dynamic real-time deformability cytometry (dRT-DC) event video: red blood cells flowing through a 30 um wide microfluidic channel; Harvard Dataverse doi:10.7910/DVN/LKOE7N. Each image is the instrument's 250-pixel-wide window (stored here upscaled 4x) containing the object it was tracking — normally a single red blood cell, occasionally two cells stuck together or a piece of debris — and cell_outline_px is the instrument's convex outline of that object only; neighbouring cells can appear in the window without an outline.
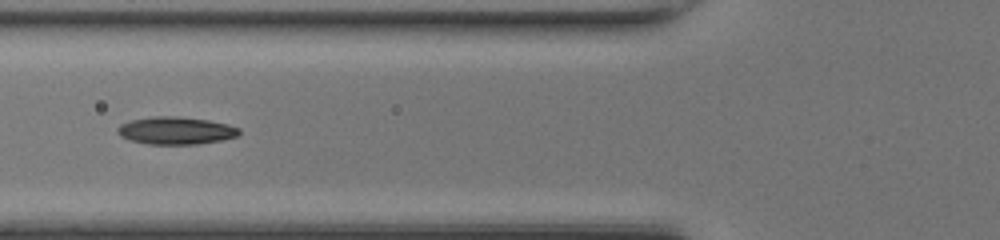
{"species": "common noctule bat (a hibernating species)", "species_latin": "Nyctalus noctula", "temperature_condition": "room temperature", "stored_images_in_passage": 35, "camera_frame_rate_fps": 3000, "um_per_image_px": 0.085, "animal": {"sex": "female", "body_mass_g": 17.0, "forearm_length_mm": 48.0}, "frame": {"image": 1, "passage_image": 9, "time_ms": 2.667, "image_size_px": [1000, 240], "cell_outline_px": [[240, 132], [236, 136], [220, 140], [196, 144], [148, 144], [128, 140], [120, 136], [116, 132], [116, 128], [120, 124], [132, 120], [152, 116], [176, 116], [208, 120], [228, 124], [240, 128]], "centroid_in_image_um": [14.9, 11.1], "position_along_channel_um": 110.9, "area_um2": 19.54}}
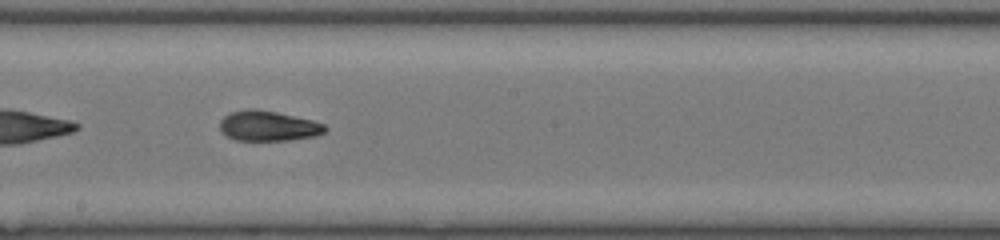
{"frame": {"image": 2, "passage_image": 17, "time_ms": 5.333, "image_size_px": [1000, 240], "cell_outline_px": [[328, 128], [324, 132], [316, 136], [288, 140], [236, 140], [228, 136], [220, 128], [220, 120], [224, 116], [232, 112], [248, 108], [256, 108], [276, 112], [312, 120], [324, 124]], "centroid_in_image_um": [22.81, 10.69], "position_along_channel_um": 225.4, "area_um2": 18.38}}
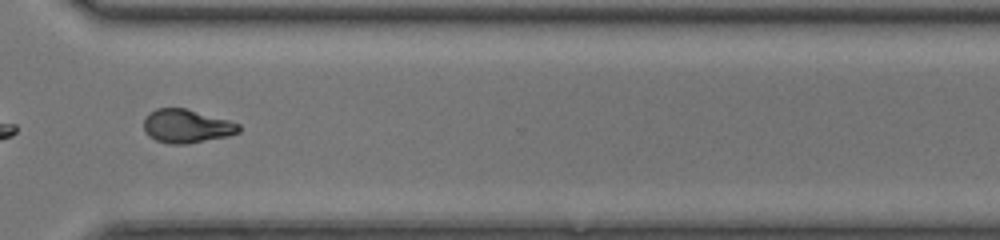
{"frame": {"image": 3, "passage_image": 26, "time_ms": 8.333, "image_size_px": [1000, 240], "cell_outline_px": [[240, 132], [228, 136], [188, 144], [168, 144], [156, 140], [148, 136], [144, 132], [144, 116], [148, 112], [156, 108], [184, 108], [228, 120], [240, 124]], "centroid_in_image_um": [15.82, 10.73], "position_along_channel_um": 354.8, "area_um2": 18.73}, "authors_computed_cell_mechanics": {"area_um2": 18.7272, "velocity_mm_per_s": 4.3106, "shape_relaxation_time_tau1_ms": 6.9546, "shape_relaxation_time_tau2_ms": 1.896, "deformation_change_tau1": 0.253, "deformation_change_tau2": 0.0742}}